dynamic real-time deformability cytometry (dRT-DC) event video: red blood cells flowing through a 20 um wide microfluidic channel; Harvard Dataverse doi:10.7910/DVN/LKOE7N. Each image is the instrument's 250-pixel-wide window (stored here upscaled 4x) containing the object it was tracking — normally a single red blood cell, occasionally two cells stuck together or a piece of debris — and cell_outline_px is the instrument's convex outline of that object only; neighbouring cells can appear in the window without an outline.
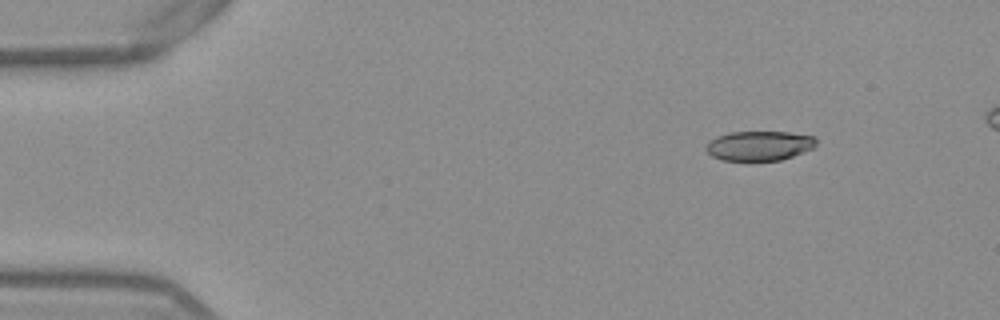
{"species": "Egyptian fruit bat (a non-hibernating species)", "species_latin": "Rousettus aegyptiacus", "temperature_condition": "warm", "stored_images_in_passage": 46, "camera_frame_rate_fps": 3000, "um_per_image_px": 0.085, "frame": {"image": 1, "passage_image": 1, "time_ms": 0.0, "image_size_px": [1000, 320], "cell_outline_px": [[816, 144], [812, 148], [804, 152], [780, 160], [724, 160], [712, 156], [704, 148], [716, 136], [728, 132], [788, 132], [816, 136]], "centroid_in_image_um": [64.55, 12.37], "position_along_channel_um": 20.4, "area_um2": 18.9}}
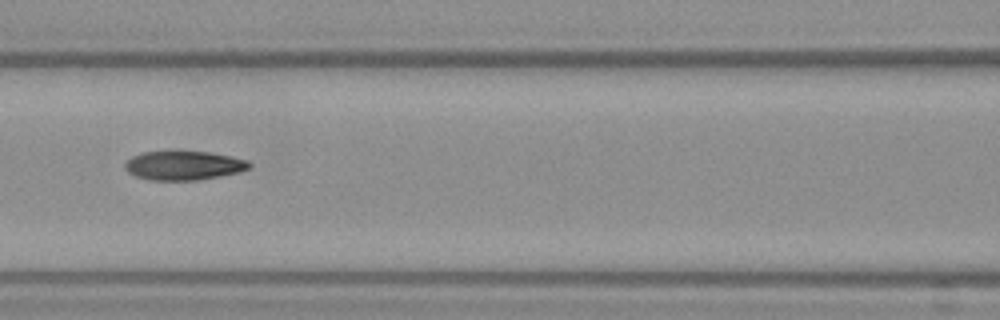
{"frame": {"image": 2, "passage_image": 18, "time_ms": 5.667, "image_size_px": [1000, 320], "cell_outline_px": [[252, 164], [248, 168], [240, 172], [220, 176], [196, 180], [148, 180], [136, 176], [128, 172], [124, 168], [124, 164], [132, 156], [140, 152], [176, 148], [208, 152], [232, 156], [248, 160]], "centroid_in_image_um": [15.58, 14.01], "position_along_channel_um": 151.0, "area_um2": 21.96}}
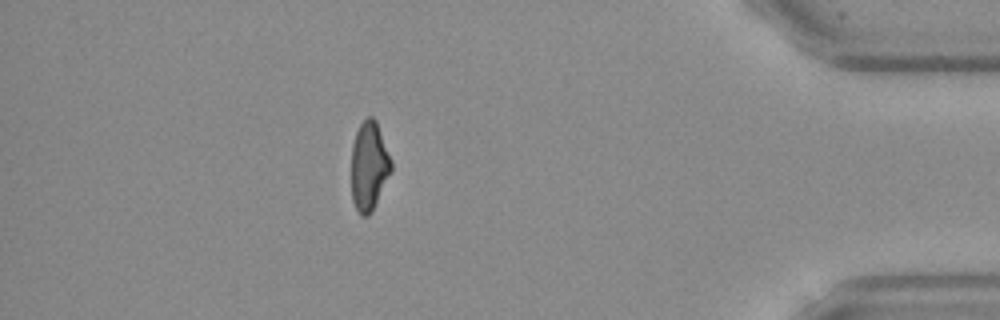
{"frame": {"image": 3, "passage_image": 41, "time_ms": 13.333, "image_size_px": [1000, 320], "cell_outline_px": [[392, 168], [372, 212], [368, 216], [360, 216], [352, 200], [352, 144], [356, 132], [360, 124], [368, 116], [372, 116], [376, 120], [392, 160]], "centroid_in_image_um": [31.37, 14.11], "position_along_channel_um": 403.8, "area_um2": 20.58}, "authors_computed_cell_mechanics": {"area_um2": 21.2126, "velocity_mm_per_s": 3.8821, "shape_relaxation_time_tau1_ms": null, "shape_relaxation_time_tau2_ms": 3.8829, "deformation_change_tau1": null, "deformation_change_tau2": 0.1136}}